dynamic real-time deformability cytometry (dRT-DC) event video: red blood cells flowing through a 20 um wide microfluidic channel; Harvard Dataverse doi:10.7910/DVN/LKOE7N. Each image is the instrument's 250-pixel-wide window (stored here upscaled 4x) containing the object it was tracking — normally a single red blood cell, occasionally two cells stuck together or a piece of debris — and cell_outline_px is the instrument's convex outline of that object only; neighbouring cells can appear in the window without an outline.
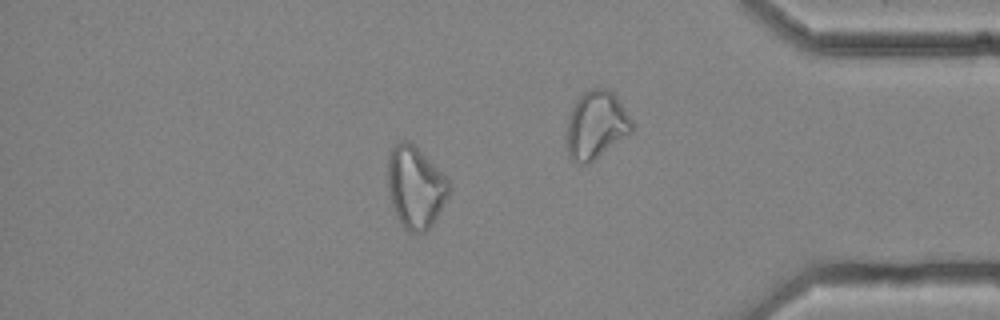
{"species": "common noctule bat (a hibernating species)", "species_latin": "Nyctalus noctula", "temperature_condition": "cold", "stored_images_in_passage": 58, "camera_frame_rate_fps": 3000, "um_per_image_px": 0.085, "animal": {"sex": "female", "body_mass_g": 25.1}, "frame": {"image": 1, "passage_image": 50, "time_ms": 16.333, "image_size_px": [1000, 320], "cell_outline_px": [[448, 196], [432, 224], [424, 232], [408, 232], [404, 228], [396, 216], [392, 204], [388, 188], [388, 156], [396, 140], [408, 140], [448, 180]], "centroid_in_image_um": [35.26, 15.92], "position_along_channel_um": 399.9, "area_um2": 28.55}, "authors_computed_cell_mechanics": {"area_um2": 29.2179, "velocity_mm_per_s": 3.588, "shape_relaxation_time_tau1_ms": null, "shape_relaxation_time_tau2_ms": 3.3297, "deformation_change_tau1": null, "deformation_change_tau2": 0.1281}}